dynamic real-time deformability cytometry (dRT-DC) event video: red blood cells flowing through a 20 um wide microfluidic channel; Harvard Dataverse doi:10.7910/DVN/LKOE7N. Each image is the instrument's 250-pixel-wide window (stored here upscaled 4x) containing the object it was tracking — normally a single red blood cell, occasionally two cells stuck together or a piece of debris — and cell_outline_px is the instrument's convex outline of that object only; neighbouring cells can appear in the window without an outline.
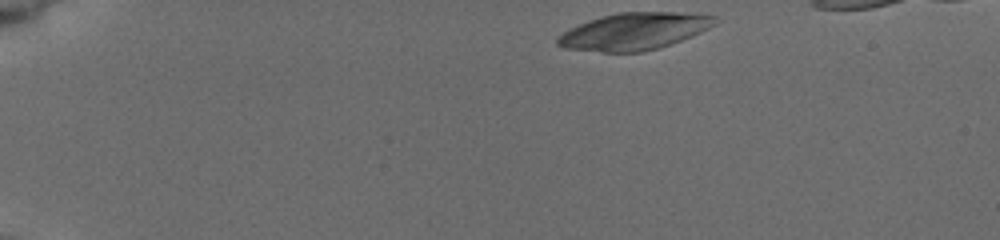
{"species": "common noctule bat (a hibernating species)", "species_latin": "Nyctalus noctula", "temperature_condition": "cold", "stored_images_in_passage": 4, "camera_frame_rate_fps": 3000, "um_per_image_px": 0.085, "animal": {"sex": "female", "body_mass_g": 19.5, "forearm_length_mm": 54.1}, "frame": {"image": 1, "passage_image": 1, "time_ms": 0.0, "image_size_px": [1000, 240], "cell_outline_px": [[720, 20], [716, 24], [700, 32], [680, 40], [656, 48], [640, 52], [604, 52], [564, 48], [556, 44], [556, 40], [564, 32], [588, 20], [600, 16], [620, 12], [676, 12], [716, 16]], "centroid_in_image_um": [53.91, 2.65], "position_along_channel_um": 31.1, "area_um2": 33.52}}